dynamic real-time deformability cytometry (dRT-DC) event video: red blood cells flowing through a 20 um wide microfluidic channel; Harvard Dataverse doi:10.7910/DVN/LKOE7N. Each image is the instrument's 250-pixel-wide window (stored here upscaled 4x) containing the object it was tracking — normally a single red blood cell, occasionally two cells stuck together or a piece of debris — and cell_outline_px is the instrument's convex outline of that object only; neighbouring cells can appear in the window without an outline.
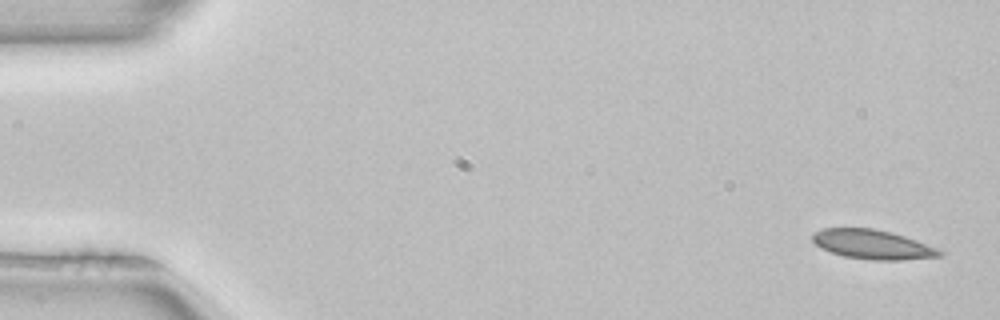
{"species": "common noctule bat (a hibernating species)", "species_latin": "Nyctalus noctula", "temperature_condition": "room temperature", "stored_images_in_passage": 5, "camera_frame_rate_fps": 3000, "um_per_image_px": 0.085, "animal": {"sex": "female", "body_mass_g": 22.7, "forearm_length_mm": 54.2}, "frame": {"image": 1, "passage_image": 1, "time_ms": 0.0, "image_size_px": [1000, 320], "cell_outline_px": [[944, 252], [940, 256], [900, 260], [872, 260], [844, 256], [820, 248], [812, 240], [812, 232], [824, 228], [876, 228], [892, 232], [916, 240], [936, 248]], "centroid_in_image_um": [74.13, 20.77], "position_along_channel_um": 10.9, "area_um2": 21.68}}
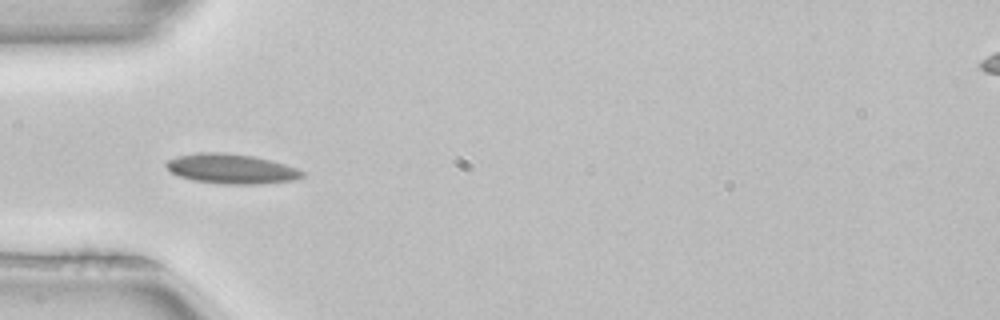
{"frame": {"image": 2, "passage_image": 4, "time_ms": 1.0, "image_size_px": [1000, 320], "cell_outline_px": [[304, 176], [296, 180], [260, 184], [224, 184], [192, 180], [180, 176], [172, 172], [164, 164], [168, 160], [176, 156], [200, 152], [224, 152], [252, 156], [272, 160], [296, 168], [304, 172]], "centroid_in_image_um": [19.67, 14.35], "position_along_channel_um": 65.3, "area_um2": 23.64}}